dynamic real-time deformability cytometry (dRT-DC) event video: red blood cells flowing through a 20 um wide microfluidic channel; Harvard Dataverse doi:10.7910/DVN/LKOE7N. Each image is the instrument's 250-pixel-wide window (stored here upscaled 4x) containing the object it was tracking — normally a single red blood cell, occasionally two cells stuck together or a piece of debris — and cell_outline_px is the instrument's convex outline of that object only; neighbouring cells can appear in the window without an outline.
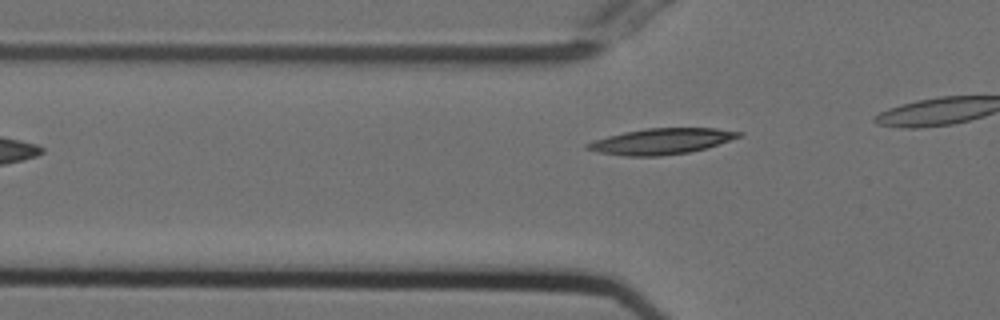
{"species": "Egyptian fruit bat (a non-hibernating species)", "species_latin": "Rousettus aegyptiacus", "temperature_condition": "cold", "stored_images_in_passage": 10, "camera_frame_rate_fps": 3000, "um_per_image_px": 0.085, "animal": {"sex": "female"}, "frame": {"image": 1, "passage_image": 4, "time_ms": 1.0, "image_size_px": [1000, 320], "cell_outline_px": [[744, 132], [740, 136], [704, 148], [688, 152], [660, 156], [624, 156], [596, 152], [584, 148], [584, 144], [592, 140], [624, 132], [648, 128], [716, 128]], "centroid_in_image_um": [56.13, 12.01], "position_along_channel_um": 69.7, "area_um2": 22.66}}
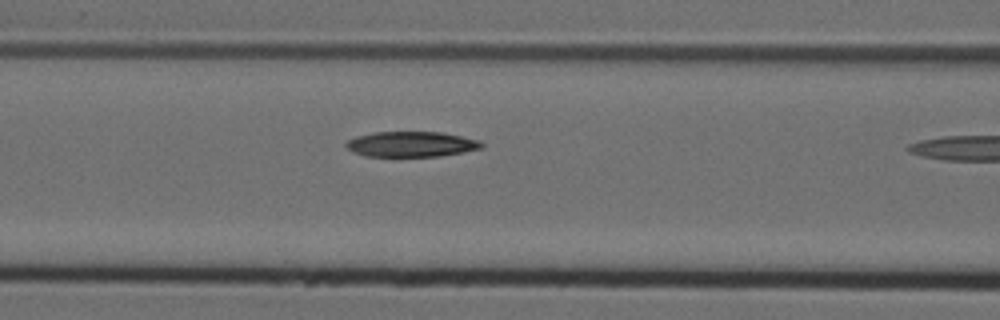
{"frame": {"image": 2, "passage_image": 9, "time_ms": 2.667, "image_size_px": [1000, 320], "cell_outline_px": [[484, 148], [440, 156], [364, 156], [352, 152], [344, 144], [348, 140], [356, 136], [372, 132], [440, 132], [480, 140], [484, 144]], "centroid_in_image_um": [34.95, 12.25], "position_along_channel_um": 131.6, "area_um2": 20.06}}